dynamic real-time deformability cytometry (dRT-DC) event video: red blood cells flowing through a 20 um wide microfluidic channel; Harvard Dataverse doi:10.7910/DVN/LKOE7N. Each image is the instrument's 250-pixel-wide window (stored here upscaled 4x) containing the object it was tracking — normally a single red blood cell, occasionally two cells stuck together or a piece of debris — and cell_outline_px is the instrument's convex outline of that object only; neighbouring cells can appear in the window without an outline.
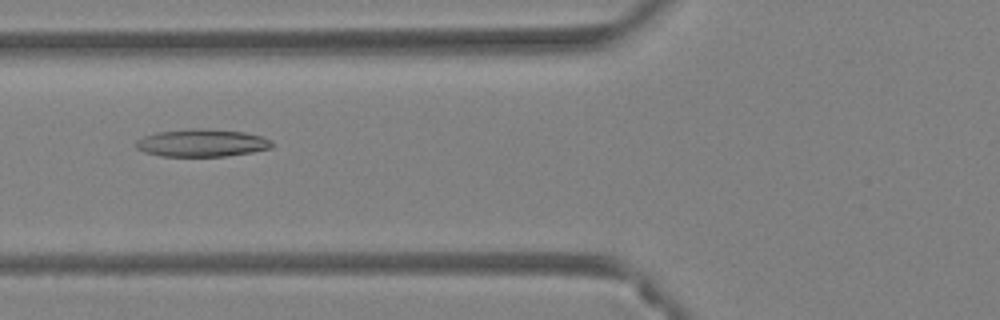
{"species": "Egyptian fruit bat (a non-hibernating species)", "species_latin": "Rousettus aegyptiacus", "temperature_condition": "warm", "stored_images_in_passage": 48, "camera_frame_rate_fps": 3000, "um_per_image_px": 0.085, "animal": {"sex": "female"}, "frame": {"image": 1, "passage_image": 19, "time_ms": 6.0, "image_size_px": [1000, 320], "cell_outline_px": [[276, 144], [272, 148], [252, 152], [228, 156], [160, 156], [144, 152], [136, 148], [136, 140], [144, 136], [156, 132], [192, 128], [244, 132], [260, 136], [272, 140]], "centroid_in_image_um": [17.17, 12.16], "position_along_channel_um": 108.6, "area_um2": 21.91}}
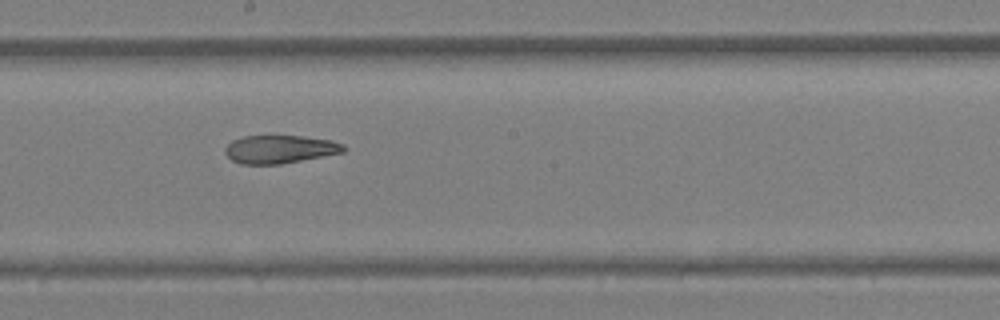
{"frame": {"image": 2, "passage_image": 27, "time_ms": 8.667, "image_size_px": [1000, 320], "cell_outline_px": [[344, 152], [280, 164], [240, 164], [232, 160], [224, 152], [224, 148], [232, 140], [244, 136], [304, 136], [332, 140], [344, 144]], "centroid_in_image_um": [23.77, 12.68], "position_along_channel_um": 224.4, "area_um2": 19.36}}
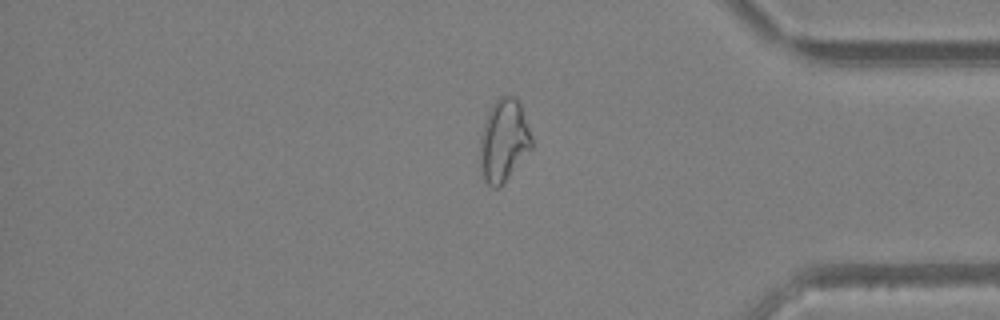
{"frame": {"image": 3, "passage_image": 40, "time_ms": 13.0, "image_size_px": [1000, 320], "cell_outline_px": [[532, 148], [508, 176], [496, 188], [492, 188], [484, 180], [480, 164], [480, 136], [488, 112], [492, 104], [500, 96], [516, 96], [520, 104], [532, 136]], "centroid_in_image_um": [42.81, 11.91], "position_along_channel_um": 392.4, "area_um2": 24.45}, "authors_computed_cell_mechanics": {"area_um2": 24.6517, "velocity_mm_per_s": 4.3334, "shape_relaxation_time_tau1_ms": null, "shape_relaxation_time_tau2_ms": 1.6794, "deformation_change_tau1": null, "deformation_change_tau2": 0.095}}